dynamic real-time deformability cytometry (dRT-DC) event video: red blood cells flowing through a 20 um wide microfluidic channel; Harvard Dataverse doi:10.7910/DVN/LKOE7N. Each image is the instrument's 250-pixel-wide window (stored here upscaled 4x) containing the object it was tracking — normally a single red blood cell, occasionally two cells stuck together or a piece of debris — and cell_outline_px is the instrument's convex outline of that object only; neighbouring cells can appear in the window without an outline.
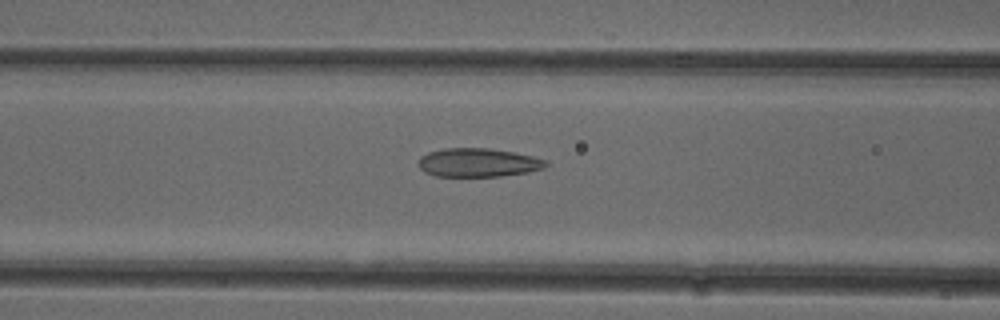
{"species": "common noctule bat (a hibernating species)", "species_latin": "Nyctalus noctula", "temperature_condition": "cold", "stored_images_in_passage": 15, "camera_frame_rate_fps": 3000, "um_per_image_px": 0.085, "animal": {"sex": "female"}, "frame": {"image": 1, "passage_image": 11, "time_ms": 3.333, "image_size_px": [1000, 320], "cell_outline_px": [[548, 164], [544, 168], [528, 172], [500, 176], [436, 176], [424, 172], [420, 168], [420, 156], [428, 152], [444, 148], [492, 148], [516, 152], [548, 160]], "centroid_in_image_um": [40.67, 13.81], "position_along_channel_um": 125.9, "area_um2": 21.39}}
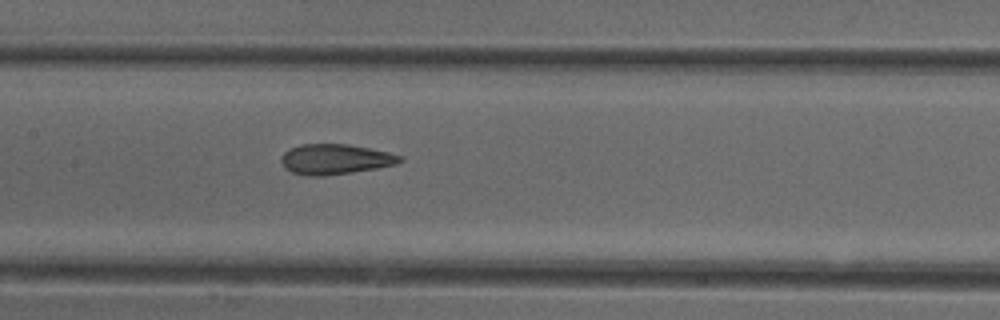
{"frame": {"image": 2, "passage_image": 15, "time_ms": 4.667, "image_size_px": [1000, 320], "cell_outline_px": [[404, 160], [396, 164], [376, 168], [352, 172], [324, 176], [308, 176], [292, 172], [284, 168], [280, 160], [280, 156], [284, 152], [300, 144], [348, 144], [372, 148], [404, 156]], "centroid_in_image_um": [28.5, 13.53], "position_along_channel_um": 178.9, "area_um2": 21.1}}